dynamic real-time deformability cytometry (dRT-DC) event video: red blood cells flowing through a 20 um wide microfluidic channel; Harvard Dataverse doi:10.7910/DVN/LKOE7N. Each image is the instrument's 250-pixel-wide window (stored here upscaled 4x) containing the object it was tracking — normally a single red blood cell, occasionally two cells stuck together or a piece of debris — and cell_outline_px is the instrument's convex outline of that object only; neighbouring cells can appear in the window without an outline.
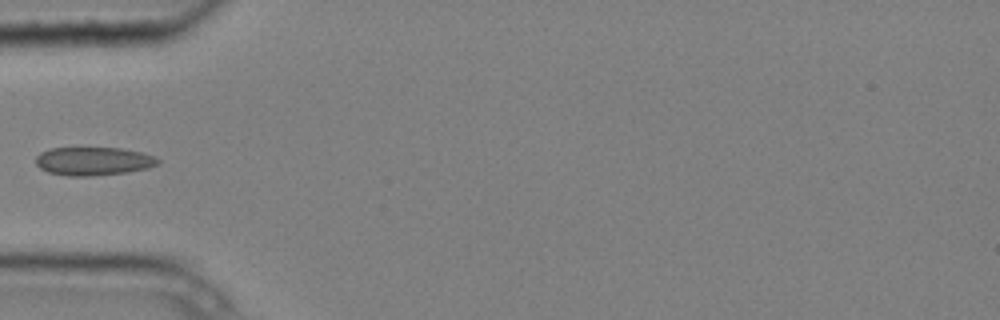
{"species": "common noctule bat (a hibernating species)", "species_latin": "Nyctalus noctula", "temperature_condition": "cold", "stored_images_in_passage": 4, "camera_frame_rate_fps": 3000, "um_per_image_px": 0.085, "animal": {"sex": "male", "body_mass_g": 20.4}, "frame": {"image": 1, "passage_image": 4, "time_ms": 1.0, "image_size_px": [1000, 320], "cell_outline_px": [[160, 164], [148, 168], [128, 172], [92, 176], [68, 176], [48, 172], [40, 168], [36, 164], [36, 156], [40, 152], [48, 148], [120, 148], [140, 152], [156, 156], [160, 160]], "centroid_in_image_um": [7.95, 13.7], "position_along_channel_um": 77.1, "area_um2": 20.35}}